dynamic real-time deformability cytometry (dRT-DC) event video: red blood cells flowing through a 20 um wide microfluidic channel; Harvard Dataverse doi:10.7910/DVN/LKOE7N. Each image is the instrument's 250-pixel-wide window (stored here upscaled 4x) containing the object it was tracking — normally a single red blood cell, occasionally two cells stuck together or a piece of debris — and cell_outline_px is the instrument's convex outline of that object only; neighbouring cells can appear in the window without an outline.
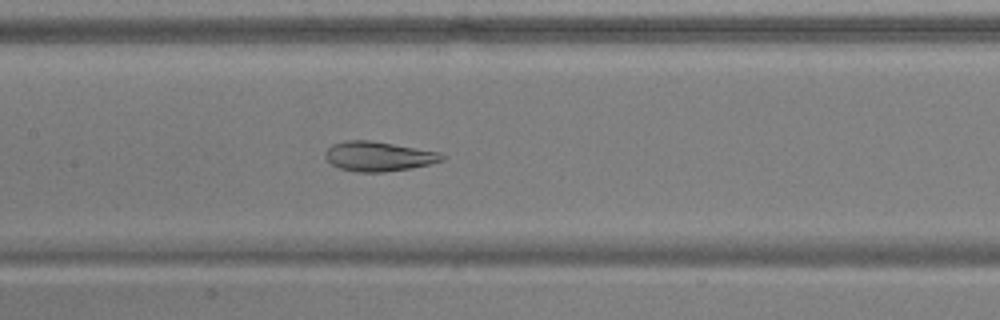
{"species": "common noctule bat (a hibernating species)", "species_latin": "Nyctalus noctula", "temperature_condition": "warm", "stored_images_in_passage": 51, "camera_frame_rate_fps": 3000, "um_per_image_px": 0.085, "animal": {"sex": "male", "body_mass_g": 17.9, "forearm_length_mm": 54.2}, "frame": {"image": 1, "passage_image": 24, "time_ms": 7.667, "image_size_px": [1000, 320], "cell_outline_px": [[444, 160], [412, 168], [384, 172], [356, 172], [340, 168], [332, 164], [324, 156], [324, 152], [332, 144], [348, 140], [372, 140], [440, 152], [444, 156]], "centroid_in_image_um": [32.16, 13.28], "position_along_channel_um": 175.2, "area_um2": 20.17}}
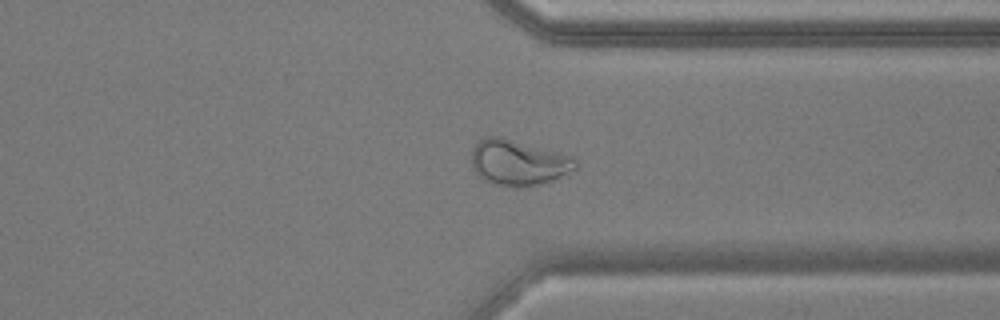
{"frame": {"image": 2, "passage_image": 39, "time_ms": 12.667, "image_size_px": [1000, 320], "cell_outline_px": [[576, 168], [552, 180], [540, 184], [516, 188], [492, 184], [484, 180], [472, 168], [472, 148], [480, 140], [488, 136], [500, 136], [572, 156], [576, 160]], "centroid_in_image_um": [44.02, 13.83], "position_along_channel_um": 367.4, "area_um2": 27.46}}
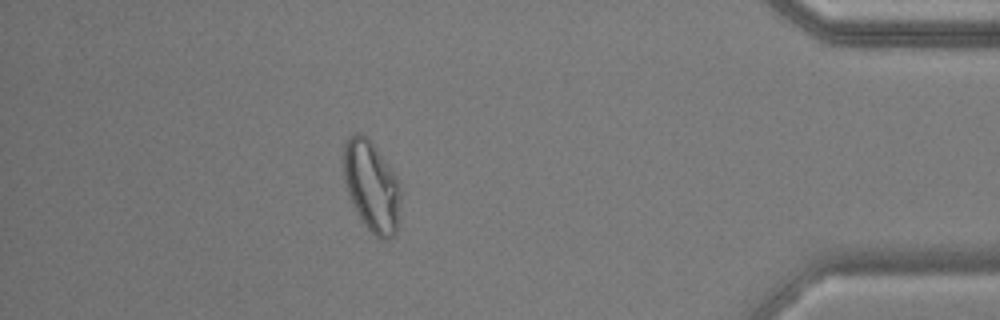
{"frame": {"image": 3, "passage_image": 45, "time_ms": 14.667, "image_size_px": [1000, 320], "cell_outline_px": [[400, 224], [396, 236], [388, 240], [380, 240], [364, 224], [348, 196], [344, 180], [344, 140], [348, 136], [356, 132], [360, 132], [368, 136], [396, 176], [400, 184]], "centroid_in_image_um": [31.61, 15.85], "position_along_channel_um": 403.6, "area_um2": 30.75}, "authors_computed_cell_mechanics": {"area_um2": 27.3394, "velocity_mm_per_s": 3.8574, "shape_relaxation_time_tau1_ms": 9.2549, "shape_relaxation_time_tau2_ms": 0.8809, "deformation_change_tau1": 0.2372, "deformation_change_tau2": 0.0469}}